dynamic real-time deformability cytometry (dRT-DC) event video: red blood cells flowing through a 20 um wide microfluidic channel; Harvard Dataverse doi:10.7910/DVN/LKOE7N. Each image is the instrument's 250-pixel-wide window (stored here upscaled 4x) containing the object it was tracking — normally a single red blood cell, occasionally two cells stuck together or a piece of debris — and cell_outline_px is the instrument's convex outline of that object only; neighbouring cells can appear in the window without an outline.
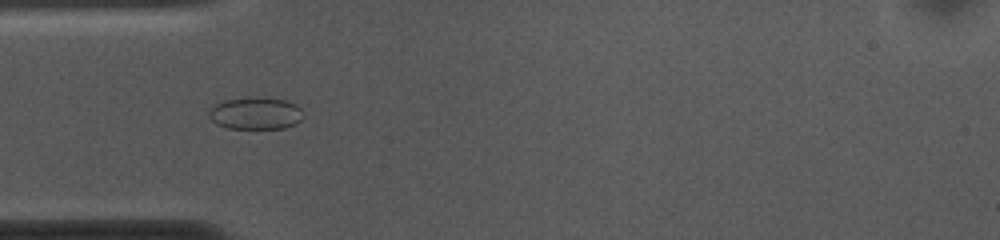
{"species": "common noctule bat (a hibernating species)", "species_latin": "Nyctalus noctula", "temperature_condition": "cold", "stored_images_in_passage": 52, "camera_frame_rate_fps": 3000, "um_per_image_px": 0.085, "animal": {"sex": "female", "body_mass_g": 10.0, "forearm_length_mm": 53.1}, "frame": {"image": 1, "passage_image": 14, "time_ms": 4.333, "image_size_px": [1000, 240], "cell_outline_px": [[304, 116], [296, 124], [284, 128], [228, 128], [216, 124], [208, 116], [208, 112], [216, 104], [224, 100], [288, 100], [296, 104], [304, 112]], "centroid_in_image_um": [21.76, 9.68], "position_along_channel_um": 63.2, "area_um2": 16.99}}
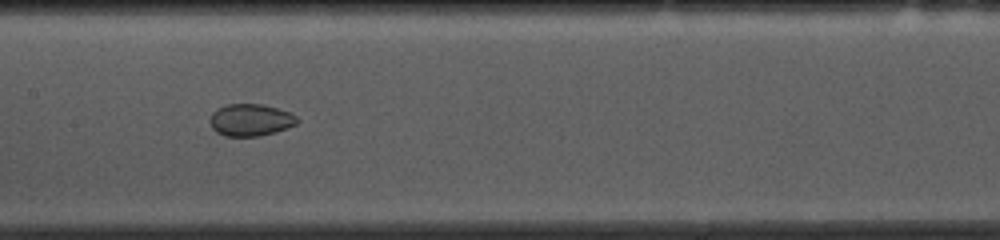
{"frame": {"image": 2, "passage_image": 24, "time_ms": 7.667, "image_size_px": [1000, 240], "cell_outline_px": [[300, 120], [296, 124], [260, 136], [224, 136], [216, 132], [212, 128], [208, 120], [212, 112], [216, 108], [228, 104], [264, 104], [292, 112]], "centroid_in_image_um": [21.27, 10.18], "position_along_channel_um": 186.1, "area_um2": 16.47}}
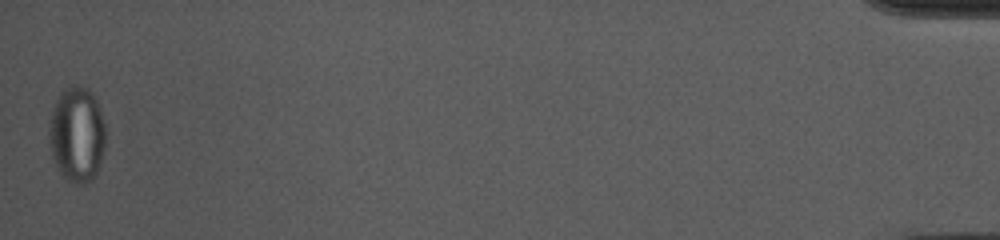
{"frame": {"image": 3, "passage_image": 52, "time_ms": 17.0, "image_size_px": [1000, 240], "cell_outline_px": [[104, 148], [100, 168], [84, 184], [76, 184], [64, 180], [52, 156], [48, 136], [48, 124], [56, 100], [60, 92], [64, 88], [72, 84], [76, 84], [88, 88], [96, 100], [104, 124]], "centroid_in_image_um": [6.51, 11.42], "position_along_channel_um": 428.7, "area_um2": 31.5}, "authors_computed_cell_mechanics": {"area_um2": 22.5131, "velocity_mm_per_s": 3.6684, "shape_relaxation_time_tau1_ms": null, "shape_relaxation_time_tau2_ms": 1.156, "deformation_change_tau1": null, "deformation_change_tau2": 0.0317}}